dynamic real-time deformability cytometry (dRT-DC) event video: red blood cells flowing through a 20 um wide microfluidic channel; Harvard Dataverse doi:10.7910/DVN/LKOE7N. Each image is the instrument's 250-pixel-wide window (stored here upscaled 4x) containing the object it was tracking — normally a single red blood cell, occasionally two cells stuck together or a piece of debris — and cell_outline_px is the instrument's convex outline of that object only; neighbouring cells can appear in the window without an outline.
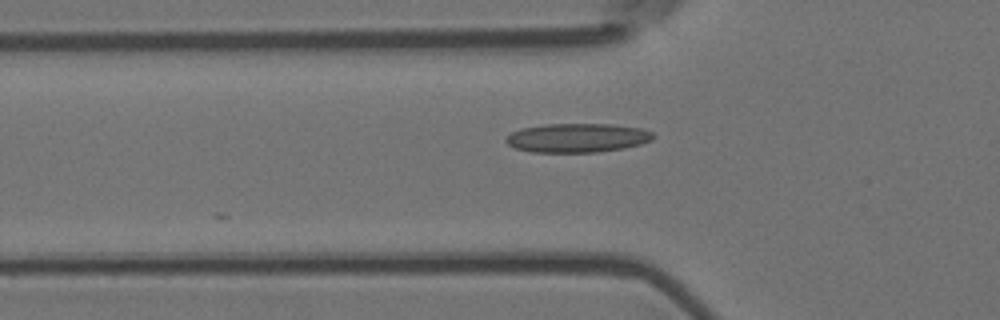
{"species": "Egyptian fruit bat (a non-hibernating species)", "species_latin": "Rousettus aegyptiacus", "temperature_condition": "room temperature", "stored_images_in_passage": 5, "camera_frame_rate_fps": 3000, "um_per_image_px": 0.085, "animal": {"sex": "female"}, "frame": {"image": 1, "passage_image": 3, "time_ms": 0.667, "image_size_px": [1000, 320], "cell_outline_px": [[656, 136], [652, 140], [640, 144], [624, 148], [596, 152], [532, 152], [516, 148], [508, 144], [504, 140], [512, 132], [520, 128], [544, 124], [608, 124], [640, 128], [652, 132]], "centroid_in_image_um": [49.07, 11.71], "position_along_channel_um": 76.7, "area_um2": 24.85}}